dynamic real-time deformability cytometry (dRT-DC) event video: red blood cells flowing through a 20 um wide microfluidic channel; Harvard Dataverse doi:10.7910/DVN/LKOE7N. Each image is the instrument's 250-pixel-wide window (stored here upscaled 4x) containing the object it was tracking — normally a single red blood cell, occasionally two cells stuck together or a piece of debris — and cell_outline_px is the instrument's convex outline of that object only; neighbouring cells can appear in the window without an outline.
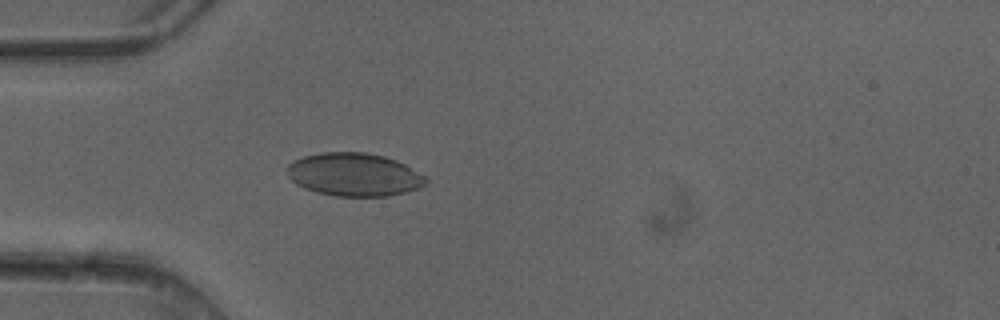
{"species": "common noctule bat (a hibernating species)", "species_latin": "Nyctalus noctula", "temperature_condition": "cold", "stored_images_in_passage": 4, "camera_frame_rate_fps": 3000, "um_per_image_px": 0.085, "animal": {"sex": "female"}, "frame": {"image": 1, "passage_image": 4, "time_ms": 1.0, "image_size_px": [1000, 320], "cell_outline_px": [[428, 184], [420, 188], [388, 196], [336, 196], [316, 192], [304, 188], [296, 184], [288, 176], [284, 168], [292, 160], [304, 156], [320, 152], [364, 152], [384, 156], [396, 160], [404, 164], [424, 176], [428, 180]], "centroid_in_image_um": [30.06, 14.83], "position_along_channel_um": 54.9, "area_um2": 35.08}}